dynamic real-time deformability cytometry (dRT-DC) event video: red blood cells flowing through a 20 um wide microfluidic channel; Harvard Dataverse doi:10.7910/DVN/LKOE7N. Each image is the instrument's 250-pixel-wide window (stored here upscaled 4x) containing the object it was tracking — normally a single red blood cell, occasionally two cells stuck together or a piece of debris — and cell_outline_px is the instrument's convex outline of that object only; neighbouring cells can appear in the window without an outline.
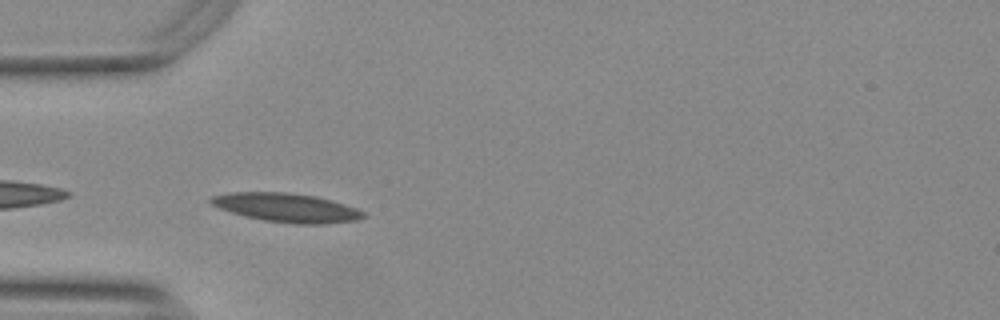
{"species": "Egyptian fruit bat (a non-hibernating species)", "species_latin": "Rousettus aegyptiacus", "temperature_condition": "warm", "stored_images_in_passage": 41, "camera_frame_rate_fps": 3000, "um_per_image_px": 0.085, "animal": {"sex": "female"}, "frame": {"image": 1, "passage_image": 3, "time_ms": 0.667, "image_size_px": [1000, 320], "cell_outline_px": [[368, 216], [356, 220], [324, 224], [296, 224], [264, 220], [244, 216], [220, 208], [212, 204], [208, 200], [212, 196], [232, 192], [284, 192], [316, 196], [332, 200], [356, 208], [364, 212]], "centroid_in_image_um": [24.38, 17.65], "position_along_channel_um": 60.6, "area_um2": 25.55}}
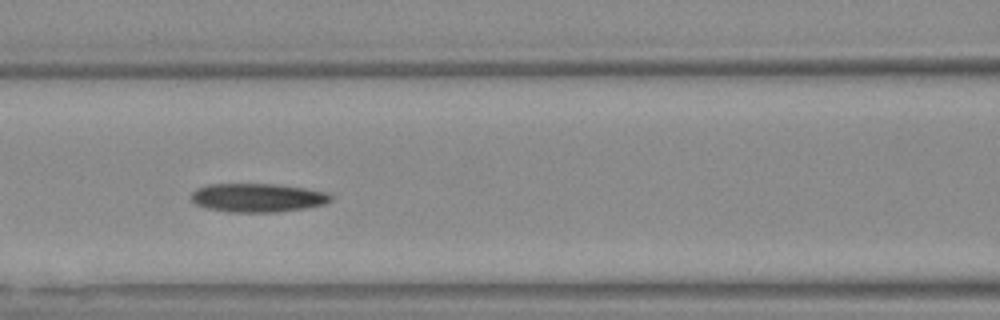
{"frame": {"image": 2, "passage_image": 10, "time_ms": 3.0, "image_size_px": [1000, 320], "cell_outline_px": [[332, 200], [324, 204], [304, 208], [276, 212], [228, 212], [208, 208], [196, 204], [192, 200], [192, 192], [196, 188], [204, 184], [276, 184], [304, 188], [328, 192], [332, 196]], "centroid_in_image_um": [21.89, 16.8], "position_along_channel_um": 144.7, "area_um2": 23.35}}
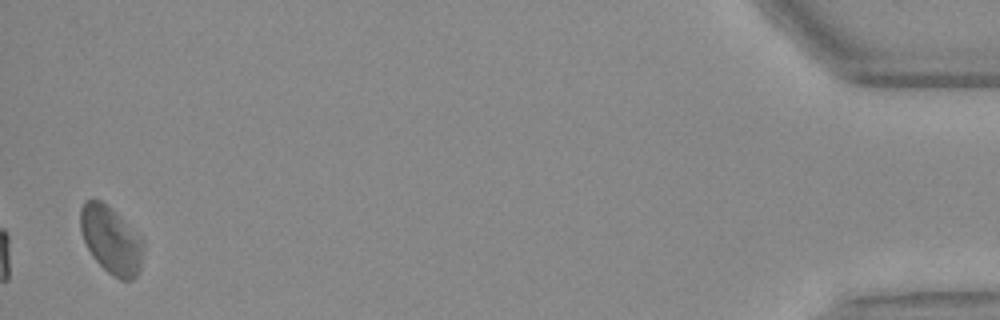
{"frame": {"image": 3, "passage_image": 40, "time_ms": 13.0, "image_size_px": [1000, 320], "cell_outline_px": [[144, 248], [140, 268], [136, 276], [132, 280], [120, 280], [112, 276], [92, 256], [84, 240], [80, 228], [80, 208], [84, 200], [100, 200], [116, 212], [144, 244]], "centroid_in_image_um": [9.42, 20.42], "position_along_channel_um": 425.8, "area_um2": 24.28}, "authors_computed_cell_mechanics": {"area_um2": 23.409, "velocity_mm_per_s": 3.7048, "shape_relaxation_time_tau1_ms": 4.2846, "shape_relaxation_time_tau2_ms": 4.6113, "deformation_change_tau1": 0.1401, "deformation_change_tau2": 0.1189}}